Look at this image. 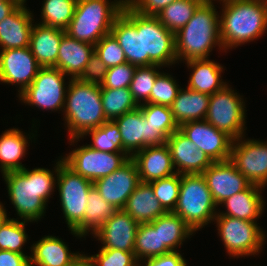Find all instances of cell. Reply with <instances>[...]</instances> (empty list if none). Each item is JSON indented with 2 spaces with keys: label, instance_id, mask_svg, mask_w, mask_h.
<instances>
[{
  "label": "cell",
  "instance_id": "obj_46",
  "mask_svg": "<svg viewBox=\"0 0 267 266\" xmlns=\"http://www.w3.org/2000/svg\"><path fill=\"white\" fill-rule=\"evenodd\" d=\"M137 66L128 62L108 68L100 88H129Z\"/></svg>",
  "mask_w": 267,
  "mask_h": 266
},
{
  "label": "cell",
  "instance_id": "obj_10",
  "mask_svg": "<svg viewBox=\"0 0 267 266\" xmlns=\"http://www.w3.org/2000/svg\"><path fill=\"white\" fill-rule=\"evenodd\" d=\"M245 101L242 95L225 85L210 95L205 120L218 130L226 132L234 140L245 135Z\"/></svg>",
  "mask_w": 267,
  "mask_h": 266
},
{
  "label": "cell",
  "instance_id": "obj_1",
  "mask_svg": "<svg viewBox=\"0 0 267 266\" xmlns=\"http://www.w3.org/2000/svg\"><path fill=\"white\" fill-rule=\"evenodd\" d=\"M52 171L47 168H23L2 174L9 200L20 220L38 222L46 212L59 170V159ZM41 218V219H40Z\"/></svg>",
  "mask_w": 267,
  "mask_h": 266
},
{
  "label": "cell",
  "instance_id": "obj_35",
  "mask_svg": "<svg viewBox=\"0 0 267 266\" xmlns=\"http://www.w3.org/2000/svg\"><path fill=\"white\" fill-rule=\"evenodd\" d=\"M101 101L107 120H114L139 107L129 88H101Z\"/></svg>",
  "mask_w": 267,
  "mask_h": 266
},
{
  "label": "cell",
  "instance_id": "obj_54",
  "mask_svg": "<svg viewBox=\"0 0 267 266\" xmlns=\"http://www.w3.org/2000/svg\"><path fill=\"white\" fill-rule=\"evenodd\" d=\"M207 1H218L221 4V1H225V0H207Z\"/></svg>",
  "mask_w": 267,
  "mask_h": 266
},
{
  "label": "cell",
  "instance_id": "obj_17",
  "mask_svg": "<svg viewBox=\"0 0 267 266\" xmlns=\"http://www.w3.org/2000/svg\"><path fill=\"white\" fill-rule=\"evenodd\" d=\"M140 182L137 164L130 158L119 169L94 181L93 186L106 202L122 210Z\"/></svg>",
  "mask_w": 267,
  "mask_h": 266
},
{
  "label": "cell",
  "instance_id": "obj_44",
  "mask_svg": "<svg viewBox=\"0 0 267 266\" xmlns=\"http://www.w3.org/2000/svg\"><path fill=\"white\" fill-rule=\"evenodd\" d=\"M95 52L108 68L127 62L122 48L111 33L95 45Z\"/></svg>",
  "mask_w": 267,
  "mask_h": 266
},
{
  "label": "cell",
  "instance_id": "obj_23",
  "mask_svg": "<svg viewBox=\"0 0 267 266\" xmlns=\"http://www.w3.org/2000/svg\"><path fill=\"white\" fill-rule=\"evenodd\" d=\"M25 5L26 2H22L0 22V50L29 46L34 14Z\"/></svg>",
  "mask_w": 267,
  "mask_h": 266
},
{
  "label": "cell",
  "instance_id": "obj_6",
  "mask_svg": "<svg viewBox=\"0 0 267 266\" xmlns=\"http://www.w3.org/2000/svg\"><path fill=\"white\" fill-rule=\"evenodd\" d=\"M216 208L218 206L202 174H181L179 196L173 213L195 233L213 222L218 213Z\"/></svg>",
  "mask_w": 267,
  "mask_h": 266
},
{
  "label": "cell",
  "instance_id": "obj_32",
  "mask_svg": "<svg viewBox=\"0 0 267 266\" xmlns=\"http://www.w3.org/2000/svg\"><path fill=\"white\" fill-rule=\"evenodd\" d=\"M149 224L153 228H160L161 245H165L170 252L179 251L176 250L178 246L181 247L194 234L185 221L173 212H166Z\"/></svg>",
  "mask_w": 267,
  "mask_h": 266
},
{
  "label": "cell",
  "instance_id": "obj_51",
  "mask_svg": "<svg viewBox=\"0 0 267 266\" xmlns=\"http://www.w3.org/2000/svg\"><path fill=\"white\" fill-rule=\"evenodd\" d=\"M22 2L21 1H2L0 2V22L10 15Z\"/></svg>",
  "mask_w": 267,
  "mask_h": 266
},
{
  "label": "cell",
  "instance_id": "obj_18",
  "mask_svg": "<svg viewBox=\"0 0 267 266\" xmlns=\"http://www.w3.org/2000/svg\"><path fill=\"white\" fill-rule=\"evenodd\" d=\"M202 175L217 206L251 185L230 160L213 162Z\"/></svg>",
  "mask_w": 267,
  "mask_h": 266
},
{
  "label": "cell",
  "instance_id": "obj_53",
  "mask_svg": "<svg viewBox=\"0 0 267 266\" xmlns=\"http://www.w3.org/2000/svg\"><path fill=\"white\" fill-rule=\"evenodd\" d=\"M6 209L4 205L0 202V227L8 219Z\"/></svg>",
  "mask_w": 267,
  "mask_h": 266
},
{
  "label": "cell",
  "instance_id": "obj_31",
  "mask_svg": "<svg viewBox=\"0 0 267 266\" xmlns=\"http://www.w3.org/2000/svg\"><path fill=\"white\" fill-rule=\"evenodd\" d=\"M210 95L189 89L180 88L177 97L170 106L178 126L198 120H205Z\"/></svg>",
  "mask_w": 267,
  "mask_h": 266
},
{
  "label": "cell",
  "instance_id": "obj_47",
  "mask_svg": "<svg viewBox=\"0 0 267 266\" xmlns=\"http://www.w3.org/2000/svg\"><path fill=\"white\" fill-rule=\"evenodd\" d=\"M108 67L102 62L94 51L81 75L77 78L83 82L101 85L105 80Z\"/></svg>",
  "mask_w": 267,
  "mask_h": 266
},
{
  "label": "cell",
  "instance_id": "obj_30",
  "mask_svg": "<svg viewBox=\"0 0 267 266\" xmlns=\"http://www.w3.org/2000/svg\"><path fill=\"white\" fill-rule=\"evenodd\" d=\"M185 64L192 70L187 85L189 89L212 95L228 84L221 79L224 66L214 60L193 59Z\"/></svg>",
  "mask_w": 267,
  "mask_h": 266
},
{
  "label": "cell",
  "instance_id": "obj_5",
  "mask_svg": "<svg viewBox=\"0 0 267 266\" xmlns=\"http://www.w3.org/2000/svg\"><path fill=\"white\" fill-rule=\"evenodd\" d=\"M125 3L126 0H77L73 18L65 33L95 46L110 33Z\"/></svg>",
  "mask_w": 267,
  "mask_h": 266
},
{
  "label": "cell",
  "instance_id": "obj_52",
  "mask_svg": "<svg viewBox=\"0 0 267 266\" xmlns=\"http://www.w3.org/2000/svg\"><path fill=\"white\" fill-rule=\"evenodd\" d=\"M69 266H95L90 256L80 254Z\"/></svg>",
  "mask_w": 267,
  "mask_h": 266
},
{
  "label": "cell",
  "instance_id": "obj_33",
  "mask_svg": "<svg viewBox=\"0 0 267 266\" xmlns=\"http://www.w3.org/2000/svg\"><path fill=\"white\" fill-rule=\"evenodd\" d=\"M170 251L161 245L160 228H153L149 223H141L138 226L134 245V255L141 264L143 260L161 256Z\"/></svg>",
  "mask_w": 267,
  "mask_h": 266
},
{
  "label": "cell",
  "instance_id": "obj_43",
  "mask_svg": "<svg viewBox=\"0 0 267 266\" xmlns=\"http://www.w3.org/2000/svg\"><path fill=\"white\" fill-rule=\"evenodd\" d=\"M181 87L168 73H161L155 79L150 98L146 103L171 106Z\"/></svg>",
  "mask_w": 267,
  "mask_h": 266
},
{
  "label": "cell",
  "instance_id": "obj_21",
  "mask_svg": "<svg viewBox=\"0 0 267 266\" xmlns=\"http://www.w3.org/2000/svg\"><path fill=\"white\" fill-rule=\"evenodd\" d=\"M110 33L118 41L127 62L142 67L141 32H137V11L127 2L115 19Z\"/></svg>",
  "mask_w": 267,
  "mask_h": 266
},
{
  "label": "cell",
  "instance_id": "obj_28",
  "mask_svg": "<svg viewBox=\"0 0 267 266\" xmlns=\"http://www.w3.org/2000/svg\"><path fill=\"white\" fill-rule=\"evenodd\" d=\"M123 210L139 224L150 223L166 213L148 182L138 184Z\"/></svg>",
  "mask_w": 267,
  "mask_h": 266
},
{
  "label": "cell",
  "instance_id": "obj_40",
  "mask_svg": "<svg viewBox=\"0 0 267 266\" xmlns=\"http://www.w3.org/2000/svg\"><path fill=\"white\" fill-rule=\"evenodd\" d=\"M28 221L8 218L0 227V250L25 254L22 247L28 241L25 225Z\"/></svg>",
  "mask_w": 267,
  "mask_h": 266
},
{
  "label": "cell",
  "instance_id": "obj_49",
  "mask_svg": "<svg viewBox=\"0 0 267 266\" xmlns=\"http://www.w3.org/2000/svg\"><path fill=\"white\" fill-rule=\"evenodd\" d=\"M140 266H187L186 259L180 251L170 252L165 255L148 258Z\"/></svg>",
  "mask_w": 267,
  "mask_h": 266
},
{
  "label": "cell",
  "instance_id": "obj_50",
  "mask_svg": "<svg viewBox=\"0 0 267 266\" xmlns=\"http://www.w3.org/2000/svg\"><path fill=\"white\" fill-rule=\"evenodd\" d=\"M0 266H30V255L0 250Z\"/></svg>",
  "mask_w": 267,
  "mask_h": 266
},
{
  "label": "cell",
  "instance_id": "obj_27",
  "mask_svg": "<svg viewBox=\"0 0 267 266\" xmlns=\"http://www.w3.org/2000/svg\"><path fill=\"white\" fill-rule=\"evenodd\" d=\"M35 242L30 247V266H69L81 254L69 251L68 245L53 235Z\"/></svg>",
  "mask_w": 267,
  "mask_h": 266
},
{
  "label": "cell",
  "instance_id": "obj_16",
  "mask_svg": "<svg viewBox=\"0 0 267 266\" xmlns=\"http://www.w3.org/2000/svg\"><path fill=\"white\" fill-rule=\"evenodd\" d=\"M41 68L29 46L0 50V82L18 85V95L33 82Z\"/></svg>",
  "mask_w": 267,
  "mask_h": 266
},
{
  "label": "cell",
  "instance_id": "obj_48",
  "mask_svg": "<svg viewBox=\"0 0 267 266\" xmlns=\"http://www.w3.org/2000/svg\"><path fill=\"white\" fill-rule=\"evenodd\" d=\"M176 0H126L138 13L143 15H158L165 7Z\"/></svg>",
  "mask_w": 267,
  "mask_h": 266
},
{
  "label": "cell",
  "instance_id": "obj_38",
  "mask_svg": "<svg viewBox=\"0 0 267 266\" xmlns=\"http://www.w3.org/2000/svg\"><path fill=\"white\" fill-rule=\"evenodd\" d=\"M77 0H43L39 24L65 30L71 22Z\"/></svg>",
  "mask_w": 267,
  "mask_h": 266
},
{
  "label": "cell",
  "instance_id": "obj_22",
  "mask_svg": "<svg viewBox=\"0 0 267 266\" xmlns=\"http://www.w3.org/2000/svg\"><path fill=\"white\" fill-rule=\"evenodd\" d=\"M137 164L141 182H151L176 173L169 146L145 147L131 157Z\"/></svg>",
  "mask_w": 267,
  "mask_h": 266
},
{
  "label": "cell",
  "instance_id": "obj_15",
  "mask_svg": "<svg viewBox=\"0 0 267 266\" xmlns=\"http://www.w3.org/2000/svg\"><path fill=\"white\" fill-rule=\"evenodd\" d=\"M179 130L213 162L230 160L234 139L206 120L184 123L179 126Z\"/></svg>",
  "mask_w": 267,
  "mask_h": 266
},
{
  "label": "cell",
  "instance_id": "obj_37",
  "mask_svg": "<svg viewBox=\"0 0 267 266\" xmlns=\"http://www.w3.org/2000/svg\"><path fill=\"white\" fill-rule=\"evenodd\" d=\"M87 135H90L92 143H86V145L94 150L110 153L123 152L119 127L113 120H108L100 127L88 130L80 138L84 139Z\"/></svg>",
  "mask_w": 267,
  "mask_h": 266
},
{
  "label": "cell",
  "instance_id": "obj_20",
  "mask_svg": "<svg viewBox=\"0 0 267 266\" xmlns=\"http://www.w3.org/2000/svg\"><path fill=\"white\" fill-rule=\"evenodd\" d=\"M166 144L169 146L172 163L178 174H202L213 163L179 129L167 138Z\"/></svg>",
  "mask_w": 267,
  "mask_h": 266
},
{
  "label": "cell",
  "instance_id": "obj_14",
  "mask_svg": "<svg viewBox=\"0 0 267 266\" xmlns=\"http://www.w3.org/2000/svg\"><path fill=\"white\" fill-rule=\"evenodd\" d=\"M119 127L122 138V151L132 157L145 147L161 146L166 139L148 124L138 107L113 120Z\"/></svg>",
  "mask_w": 267,
  "mask_h": 266
},
{
  "label": "cell",
  "instance_id": "obj_42",
  "mask_svg": "<svg viewBox=\"0 0 267 266\" xmlns=\"http://www.w3.org/2000/svg\"><path fill=\"white\" fill-rule=\"evenodd\" d=\"M156 198L166 212H173L180 191L181 174L175 173L169 177L149 182Z\"/></svg>",
  "mask_w": 267,
  "mask_h": 266
},
{
  "label": "cell",
  "instance_id": "obj_2",
  "mask_svg": "<svg viewBox=\"0 0 267 266\" xmlns=\"http://www.w3.org/2000/svg\"><path fill=\"white\" fill-rule=\"evenodd\" d=\"M219 16L224 52L257 40L267 31V0H225Z\"/></svg>",
  "mask_w": 267,
  "mask_h": 266
},
{
  "label": "cell",
  "instance_id": "obj_25",
  "mask_svg": "<svg viewBox=\"0 0 267 266\" xmlns=\"http://www.w3.org/2000/svg\"><path fill=\"white\" fill-rule=\"evenodd\" d=\"M65 30L39 23L33 24L29 48L42 67H53L57 62L60 42Z\"/></svg>",
  "mask_w": 267,
  "mask_h": 266
},
{
  "label": "cell",
  "instance_id": "obj_29",
  "mask_svg": "<svg viewBox=\"0 0 267 266\" xmlns=\"http://www.w3.org/2000/svg\"><path fill=\"white\" fill-rule=\"evenodd\" d=\"M29 134L25 135L19 128L13 127L6 129L0 135V170L2 174L25 168L20 161L27 153V147L30 144L28 139L32 142V138L36 137L34 133Z\"/></svg>",
  "mask_w": 267,
  "mask_h": 266
},
{
  "label": "cell",
  "instance_id": "obj_55",
  "mask_svg": "<svg viewBox=\"0 0 267 266\" xmlns=\"http://www.w3.org/2000/svg\"><path fill=\"white\" fill-rule=\"evenodd\" d=\"M2 1H20V0H0V2Z\"/></svg>",
  "mask_w": 267,
  "mask_h": 266
},
{
  "label": "cell",
  "instance_id": "obj_45",
  "mask_svg": "<svg viewBox=\"0 0 267 266\" xmlns=\"http://www.w3.org/2000/svg\"><path fill=\"white\" fill-rule=\"evenodd\" d=\"M90 258L95 266H140L134 252L117 249H100L98 254Z\"/></svg>",
  "mask_w": 267,
  "mask_h": 266
},
{
  "label": "cell",
  "instance_id": "obj_41",
  "mask_svg": "<svg viewBox=\"0 0 267 266\" xmlns=\"http://www.w3.org/2000/svg\"><path fill=\"white\" fill-rule=\"evenodd\" d=\"M161 68L163 67L159 65L137 67L129 89L138 105L149 100L155 79L161 73L159 72Z\"/></svg>",
  "mask_w": 267,
  "mask_h": 266
},
{
  "label": "cell",
  "instance_id": "obj_24",
  "mask_svg": "<svg viewBox=\"0 0 267 266\" xmlns=\"http://www.w3.org/2000/svg\"><path fill=\"white\" fill-rule=\"evenodd\" d=\"M264 188L251 184L242 192L230 196L220 205L226 207L225 212H218L216 216H230L250 222H257L264 212L265 201L262 198Z\"/></svg>",
  "mask_w": 267,
  "mask_h": 266
},
{
  "label": "cell",
  "instance_id": "obj_19",
  "mask_svg": "<svg viewBox=\"0 0 267 266\" xmlns=\"http://www.w3.org/2000/svg\"><path fill=\"white\" fill-rule=\"evenodd\" d=\"M139 223L123 209L117 210L111 218L93 234L100 240L101 249H117L134 252L136 232Z\"/></svg>",
  "mask_w": 267,
  "mask_h": 266
},
{
  "label": "cell",
  "instance_id": "obj_36",
  "mask_svg": "<svg viewBox=\"0 0 267 266\" xmlns=\"http://www.w3.org/2000/svg\"><path fill=\"white\" fill-rule=\"evenodd\" d=\"M87 202L85 210V236L89 232L93 235L117 211L115 207L101 197L94 186L88 192Z\"/></svg>",
  "mask_w": 267,
  "mask_h": 266
},
{
  "label": "cell",
  "instance_id": "obj_9",
  "mask_svg": "<svg viewBox=\"0 0 267 266\" xmlns=\"http://www.w3.org/2000/svg\"><path fill=\"white\" fill-rule=\"evenodd\" d=\"M213 221L231 258L255 256L262 251L266 235L259 223L230 216H216Z\"/></svg>",
  "mask_w": 267,
  "mask_h": 266
},
{
  "label": "cell",
  "instance_id": "obj_4",
  "mask_svg": "<svg viewBox=\"0 0 267 266\" xmlns=\"http://www.w3.org/2000/svg\"><path fill=\"white\" fill-rule=\"evenodd\" d=\"M64 105V125L69 133L70 146L90 129L100 127L108 120L105 117L101 88L98 84L69 79Z\"/></svg>",
  "mask_w": 267,
  "mask_h": 266
},
{
  "label": "cell",
  "instance_id": "obj_26",
  "mask_svg": "<svg viewBox=\"0 0 267 266\" xmlns=\"http://www.w3.org/2000/svg\"><path fill=\"white\" fill-rule=\"evenodd\" d=\"M94 51V45L78 41L65 34L60 42L57 62L53 67L66 74L68 80L77 79Z\"/></svg>",
  "mask_w": 267,
  "mask_h": 266
},
{
  "label": "cell",
  "instance_id": "obj_11",
  "mask_svg": "<svg viewBox=\"0 0 267 266\" xmlns=\"http://www.w3.org/2000/svg\"><path fill=\"white\" fill-rule=\"evenodd\" d=\"M66 76L57 68L42 67L33 82L17 97L25 105L63 112L68 89Z\"/></svg>",
  "mask_w": 267,
  "mask_h": 266
},
{
  "label": "cell",
  "instance_id": "obj_13",
  "mask_svg": "<svg viewBox=\"0 0 267 266\" xmlns=\"http://www.w3.org/2000/svg\"><path fill=\"white\" fill-rule=\"evenodd\" d=\"M232 143L230 161L254 185L267 186V141L244 139Z\"/></svg>",
  "mask_w": 267,
  "mask_h": 266
},
{
  "label": "cell",
  "instance_id": "obj_34",
  "mask_svg": "<svg viewBox=\"0 0 267 266\" xmlns=\"http://www.w3.org/2000/svg\"><path fill=\"white\" fill-rule=\"evenodd\" d=\"M204 0H176L165 7L157 16L159 21L173 33L183 28L197 7Z\"/></svg>",
  "mask_w": 267,
  "mask_h": 266
},
{
  "label": "cell",
  "instance_id": "obj_12",
  "mask_svg": "<svg viewBox=\"0 0 267 266\" xmlns=\"http://www.w3.org/2000/svg\"><path fill=\"white\" fill-rule=\"evenodd\" d=\"M63 161L82 177L96 181L108 176L124 165L131 157L126 152H102L82 145L65 154Z\"/></svg>",
  "mask_w": 267,
  "mask_h": 266
},
{
  "label": "cell",
  "instance_id": "obj_8",
  "mask_svg": "<svg viewBox=\"0 0 267 266\" xmlns=\"http://www.w3.org/2000/svg\"><path fill=\"white\" fill-rule=\"evenodd\" d=\"M137 32H141L142 66L169 67L179 64L176 58L175 33L169 31L157 16L137 12Z\"/></svg>",
  "mask_w": 267,
  "mask_h": 266
},
{
  "label": "cell",
  "instance_id": "obj_3",
  "mask_svg": "<svg viewBox=\"0 0 267 266\" xmlns=\"http://www.w3.org/2000/svg\"><path fill=\"white\" fill-rule=\"evenodd\" d=\"M213 1L204 0L189 22L175 33L177 61L207 59L213 47L224 51L219 26V14Z\"/></svg>",
  "mask_w": 267,
  "mask_h": 266
},
{
  "label": "cell",
  "instance_id": "obj_7",
  "mask_svg": "<svg viewBox=\"0 0 267 266\" xmlns=\"http://www.w3.org/2000/svg\"><path fill=\"white\" fill-rule=\"evenodd\" d=\"M59 158L56 188L59 192L61 210L72 235L85 238V210L88 192L93 187V182L71 169L62 157Z\"/></svg>",
  "mask_w": 267,
  "mask_h": 266
},
{
  "label": "cell",
  "instance_id": "obj_39",
  "mask_svg": "<svg viewBox=\"0 0 267 266\" xmlns=\"http://www.w3.org/2000/svg\"><path fill=\"white\" fill-rule=\"evenodd\" d=\"M139 108L142 110L146 122L166 140L174 131L179 129L169 106L144 103L139 105Z\"/></svg>",
  "mask_w": 267,
  "mask_h": 266
}]
</instances>
